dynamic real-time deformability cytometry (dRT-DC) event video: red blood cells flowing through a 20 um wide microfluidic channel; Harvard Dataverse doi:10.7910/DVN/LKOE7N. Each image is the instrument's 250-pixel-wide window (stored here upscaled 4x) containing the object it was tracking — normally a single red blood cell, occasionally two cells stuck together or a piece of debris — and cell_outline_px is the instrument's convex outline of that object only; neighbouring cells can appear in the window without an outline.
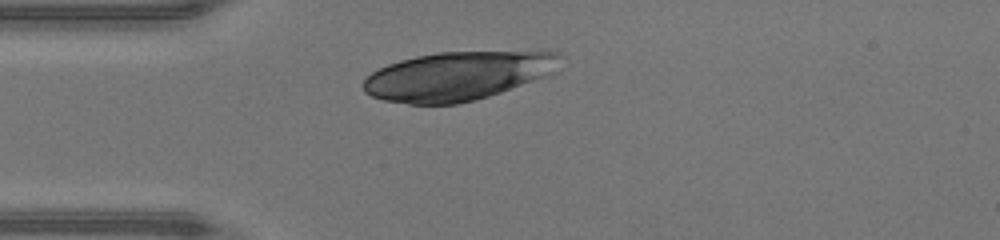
{"species": "human", "species_latin": "Homo sapiens", "temperature_condition": "warm", "stored_images_in_passage": 28, "camera_frame_rate_fps": 3000, "um_per_image_px": 0.085, "donor": {"sex": "male"}, "frame": {"image": 1, "passage_image": 1, "time_ms": 0.0, "image_size_px": [1000, 240], "cell_outline_px": [[560, 56], [556, 72], [552, 76], [476, 100], [456, 104], [408, 104], [384, 100], [372, 96], [364, 92], [364, 80], [372, 72], [388, 64], [400, 60], [416, 56], [440, 52], [560, 52]], "centroid_in_image_um": [38.94, 6.47], "position_along_channel_um": 46.1, "area_um2": 55.95}}
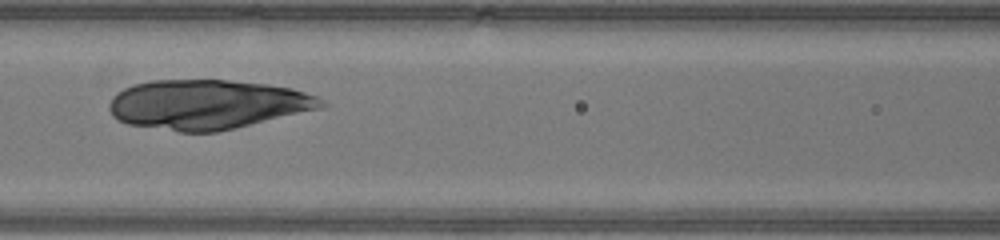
{"frame": {"image": 2, "passage_image": 9, "time_ms": 2.667, "image_size_px": [1000, 240], "cell_outline_px": [[328, 104], [324, 108], [216, 132], [180, 132], [128, 124], [116, 120], [112, 116], [108, 108], [108, 104], [112, 96], [116, 92], [132, 84], [152, 80], [228, 80], [268, 84], [292, 88], [316, 96], [324, 100]], "centroid_in_image_um": [17.61, 8.87], "position_along_channel_um": 149.0, "area_um2": 61.61}}
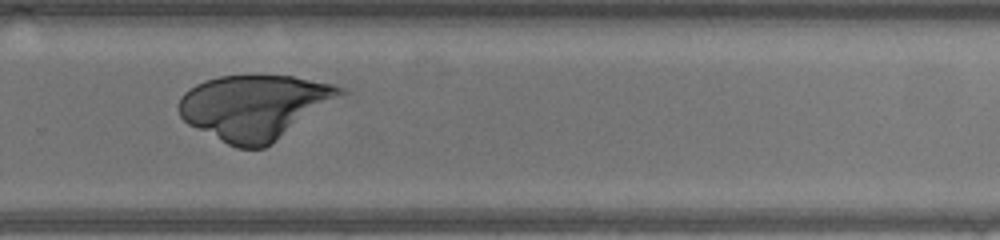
{"frame": {"image": 3, "passage_image": 20, "time_ms": 6.333, "image_size_px": [1000, 240], "cell_outline_px": [[356, 100], [272, 144], [264, 148], [236, 148], [188, 124], [180, 116], [180, 96], [188, 88], [204, 80], [220, 76], [292, 76], [332, 84], [344, 88], [352, 92]], "centroid_in_image_um": [22.01, 9.12], "position_along_channel_um": 307.8, "area_um2": 64.39}}